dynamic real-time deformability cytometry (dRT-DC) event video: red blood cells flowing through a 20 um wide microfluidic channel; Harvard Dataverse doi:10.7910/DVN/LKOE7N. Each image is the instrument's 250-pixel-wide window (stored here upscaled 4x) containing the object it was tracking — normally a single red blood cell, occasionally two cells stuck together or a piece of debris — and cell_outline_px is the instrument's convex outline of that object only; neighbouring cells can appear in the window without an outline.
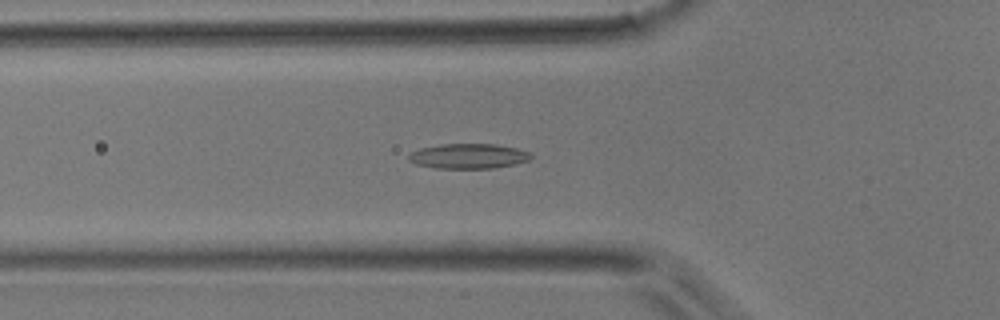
{"species": "common noctule bat (a hibernating species)", "species_latin": "Nyctalus noctula", "temperature_condition": "room temperature", "stored_images_in_passage": 9, "camera_frame_rate_fps": 3000, "um_per_image_px": 0.085, "animal": {"sex": "male", "body_mass_g": 17.9}, "frame": {"image": 1, "passage_image": 7, "time_ms": 2.0, "image_size_px": [1000, 320], "cell_outline_px": [[532, 156], [528, 160], [516, 164], [492, 168], [436, 168], [416, 164], [408, 160], [408, 152], [420, 148], [440, 144], [496, 144], [516, 148], [532, 152]], "centroid_in_image_um": [39.8, 13.26], "position_along_channel_um": 86.0, "area_um2": 17.92}}